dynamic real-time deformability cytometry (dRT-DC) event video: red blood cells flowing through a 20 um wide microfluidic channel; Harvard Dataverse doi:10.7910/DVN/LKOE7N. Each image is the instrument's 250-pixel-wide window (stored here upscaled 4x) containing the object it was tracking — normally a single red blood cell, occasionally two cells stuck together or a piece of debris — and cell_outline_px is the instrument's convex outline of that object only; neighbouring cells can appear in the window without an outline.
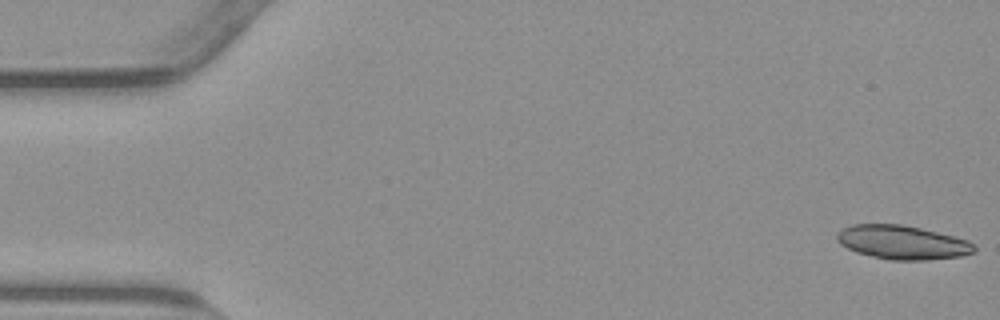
{"species": "common noctule bat (a hibernating species)", "species_latin": "Nyctalus noctula", "temperature_condition": "warm", "stored_images_in_passage": 53, "camera_frame_rate_fps": 3000, "um_per_image_px": 0.085, "animal": {"sex": "male", "body_mass_g": 23.1, "forearm_length_mm": 52.7}, "frame": {"image": 1, "passage_image": 1, "time_ms": 0.0, "image_size_px": [1000, 320], "cell_outline_px": [[976, 252], [960, 256], [928, 260], [892, 260], [872, 256], [856, 252], [840, 244], [836, 240], [836, 232], [852, 224], [900, 224], [920, 228], [968, 240], [976, 248]], "centroid_in_image_um": [76.68, 20.6], "position_along_channel_um": 8.3, "area_um2": 26.99}}
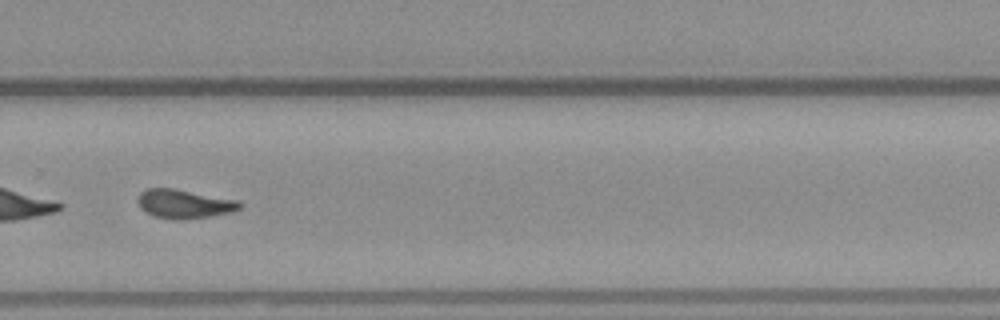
{"frame": {"image": 2, "passage_image": 37, "time_ms": 12.0, "image_size_px": [1000, 320], "cell_outline_px": [[244, 204], [240, 208], [232, 212], [184, 220], [176, 220], [152, 216], [140, 208], [140, 192], [148, 188], [172, 188], [240, 200]], "centroid_in_image_um": [15.7, 17.34], "position_along_channel_um": 314.1, "area_um2": 17.17}, "authors_computed_cell_mechanics": {"area_um2": 17.34, "velocity_mm_per_s": 3.8145, "shape_relaxation_time_tau1_ms": null, "shape_relaxation_time_tau2_ms": 4.932, "deformation_change_tau1": null, "deformation_change_tau2": 0.1505}}